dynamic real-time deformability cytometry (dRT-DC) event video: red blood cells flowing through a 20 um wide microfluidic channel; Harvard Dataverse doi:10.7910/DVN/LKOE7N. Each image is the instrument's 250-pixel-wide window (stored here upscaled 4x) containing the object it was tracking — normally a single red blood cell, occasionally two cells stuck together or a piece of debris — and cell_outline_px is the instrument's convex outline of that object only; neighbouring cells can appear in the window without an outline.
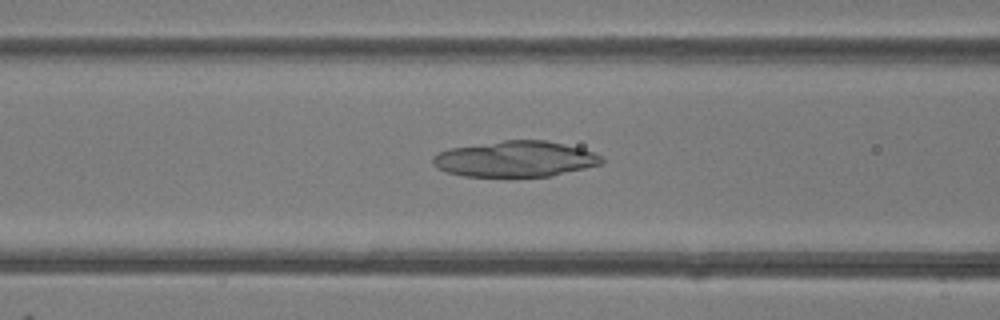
{"species": "common noctule bat (a hibernating species)", "species_latin": "Nyctalus noctula", "temperature_condition": "room temperature", "stored_images_in_passage": 49, "camera_frame_rate_fps": 3000, "um_per_image_px": 0.085, "animal": {"sex": "female"}, "frame": {"image": 1, "passage_image": 20, "time_ms": 6.333, "image_size_px": [1000, 320], "cell_outline_px": [[604, 160], [600, 164], [552, 176], [464, 176], [444, 172], [436, 168], [432, 164], [432, 156], [448, 148], [504, 140], [544, 140], [564, 144], [580, 148], [604, 156]], "centroid_in_image_um": [43.76, 13.51], "position_along_channel_um": 122.8, "area_um2": 35.26}}
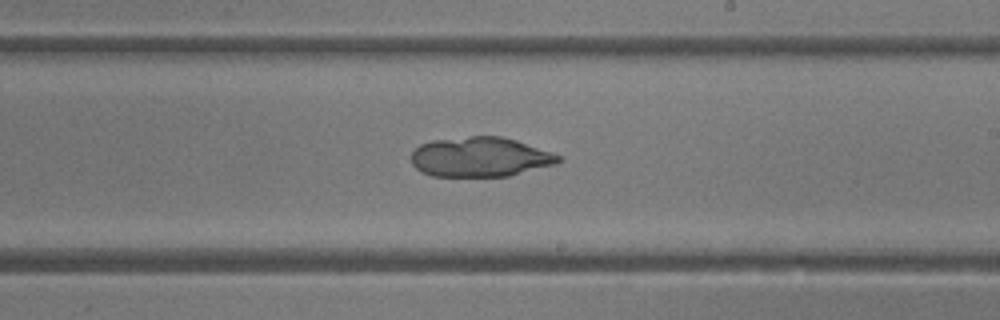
{"frame": {"image": 2, "passage_image": 29, "time_ms": 9.333, "image_size_px": [1000, 320], "cell_outline_px": [[560, 160], [556, 164], [508, 176], [432, 176], [420, 172], [412, 164], [412, 152], [420, 144], [432, 140], [472, 136], [500, 136], [516, 140], [552, 152], [560, 156]], "centroid_in_image_um": [40.79, 13.34], "position_along_channel_um": 248.2, "area_um2": 33.99}}
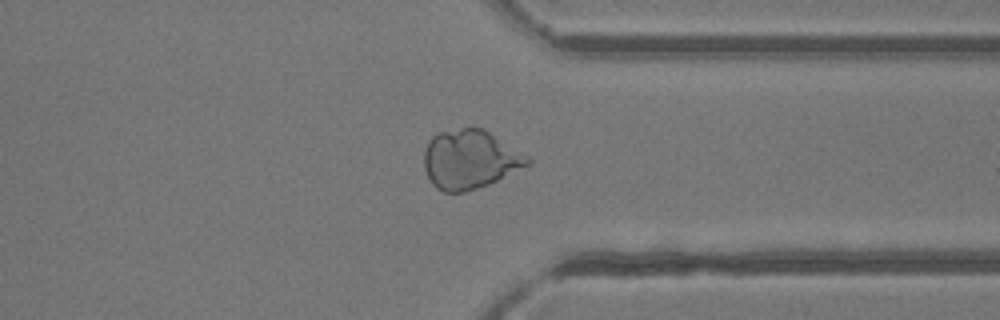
{"frame": {"image": 3, "passage_image": 38, "time_ms": 12.333, "image_size_px": [1000, 320], "cell_outline_px": [[532, 164], [488, 184], [464, 192], [444, 192], [436, 188], [432, 184], [424, 168], [424, 152], [428, 140], [432, 136], [440, 132], [464, 128], [484, 128], [528, 156], [532, 160]], "centroid_in_image_um": [39.95, 13.55], "position_along_channel_um": 371.5, "area_um2": 35.49}}